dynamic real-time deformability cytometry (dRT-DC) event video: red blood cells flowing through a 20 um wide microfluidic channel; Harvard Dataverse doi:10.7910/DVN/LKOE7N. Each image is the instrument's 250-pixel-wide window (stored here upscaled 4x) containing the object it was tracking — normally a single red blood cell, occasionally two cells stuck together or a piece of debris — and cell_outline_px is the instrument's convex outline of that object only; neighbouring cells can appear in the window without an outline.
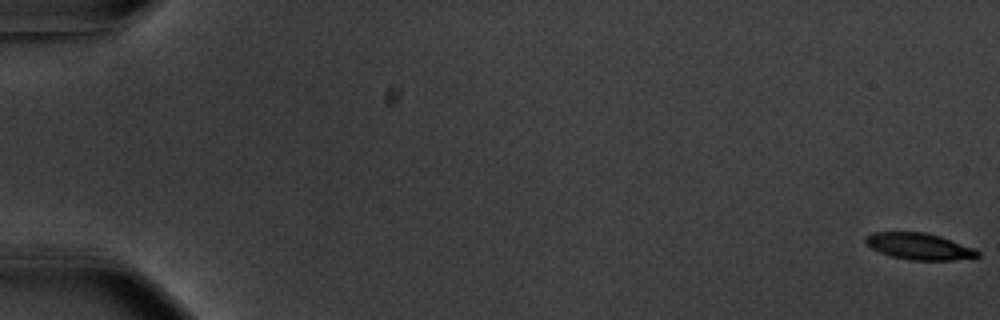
{"species": "common noctule bat (a hibernating species)", "species_latin": "Nyctalus noctula", "temperature_condition": "warm", "stored_images_in_passage": 57, "camera_frame_rate_fps": 3000, "um_per_image_px": 0.085, "animal": {"sex": "male", "body_mass_g": 20.1, "forearm_length_mm": 53.5}, "frame": {"image": 1, "passage_image": 1, "time_ms": 0.0, "image_size_px": [1000, 320], "cell_outline_px": [[980, 256], [976, 260], [908, 260], [892, 256], [880, 252], [872, 248], [864, 240], [872, 232], [924, 232], [940, 236], [972, 248], [980, 252]], "centroid_in_image_um": [78.2, 20.96], "position_along_channel_um": 6.8, "area_um2": 17.34}}
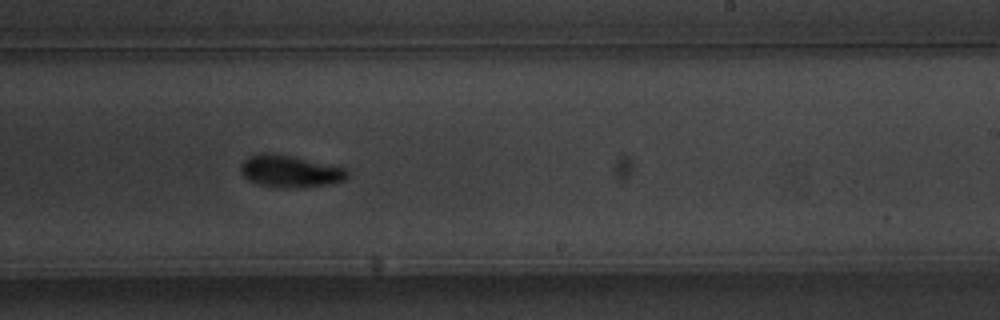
{"frame": {"image": 2, "passage_image": 36, "time_ms": 11.667, "image_size_px": [1000, 320], "cell_outline_px": [[348, 176], [344, 180], [328, 184], [288, 188], [280, 188], [260, 184], [248, 180], [240, 172], [240, 164], [248, 156], [260, 152], [272, 152], [348, 168]], "centroid_in_image_um": [24.62, 14.54], "position_along_channel_um": 264.4, "area_um2": 20.0}}
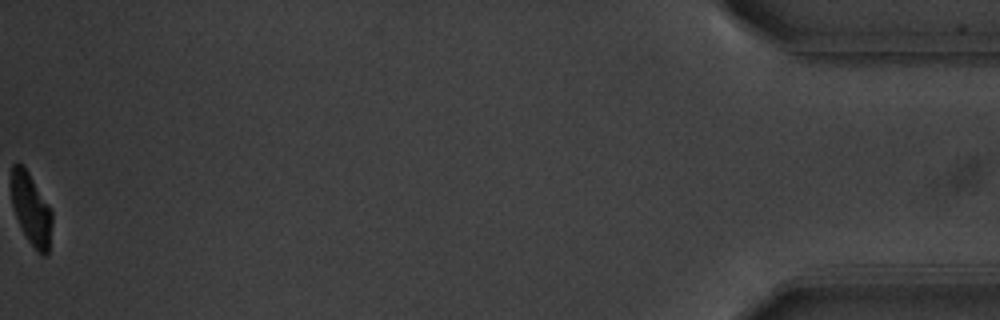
{"frame": {"image": 3, "passage_image": 57, "time_ms": 18.667, "image_size_px": [1000, 320], "cell_outline_px": [[52, 224], [48, 256], [44, 256], [28, 240], [16, 216], [12, 204], [12, 164], [20, 164], [28, 172], [52, 212]], "centroid_in_image_um": [2.66, 17.82], "position_along_channel_um": 432.5, "area_um2": 16.36}, "authors_computed_cell_mechanics": {"area_um2": 18.8428, "velocity_mm_per_s": 3.7015, "shape_relaxation_time_tau1_ms": 2.9097, "shape_relaxation_time_tau2_ms": 3.0451, "deformation_change_tau1": 0.1499, "deformation_change_tau2": 0.0789}}